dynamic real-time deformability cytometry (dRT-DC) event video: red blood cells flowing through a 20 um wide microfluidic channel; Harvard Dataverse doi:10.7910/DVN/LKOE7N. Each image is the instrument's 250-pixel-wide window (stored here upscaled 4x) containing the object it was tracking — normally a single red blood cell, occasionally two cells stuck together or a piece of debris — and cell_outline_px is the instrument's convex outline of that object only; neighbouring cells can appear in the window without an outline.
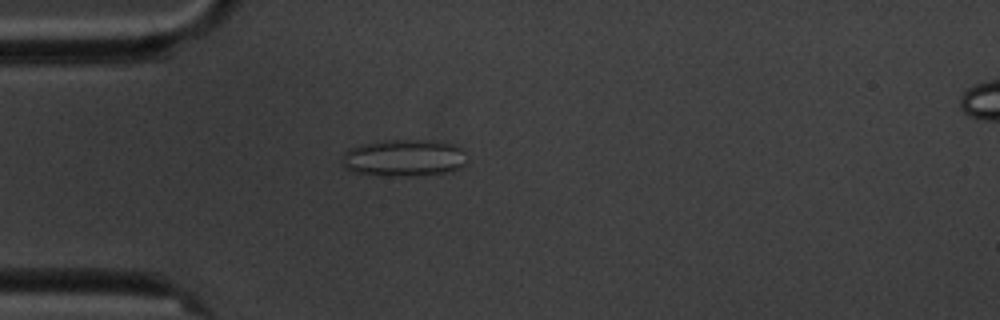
{"species": "common noctule bat (a hibernating species)", "species_latin": "Nyctalus noctula", "temperature_condition": "cold", "stored_images_in_passage": 4, "camera_frame_rate_fps": 3000, "um_per_image_px": 0.085, "animal": {"sex": "male", "body_mass_g": 20.1, "forearm_length_mm": 53.5}, "frame": {"image": 1, "passage_image": 4, "time_ms": 3.333, "image_size_px": [1000, 320], "cell_outline_px": [[468, 160], [464, 164], [452, 172], [416, 176], [388, 176], [352, 172], [344, 168], [340, 160], [344, 152], [348, 148], [360, 144], [384, 140], [432, 140], [452, 144], [464, 148]], "centroid_in_image_um": [34.34, 13.42], "position_along_channel_um": 50.7, "area_um2": 27.63}}